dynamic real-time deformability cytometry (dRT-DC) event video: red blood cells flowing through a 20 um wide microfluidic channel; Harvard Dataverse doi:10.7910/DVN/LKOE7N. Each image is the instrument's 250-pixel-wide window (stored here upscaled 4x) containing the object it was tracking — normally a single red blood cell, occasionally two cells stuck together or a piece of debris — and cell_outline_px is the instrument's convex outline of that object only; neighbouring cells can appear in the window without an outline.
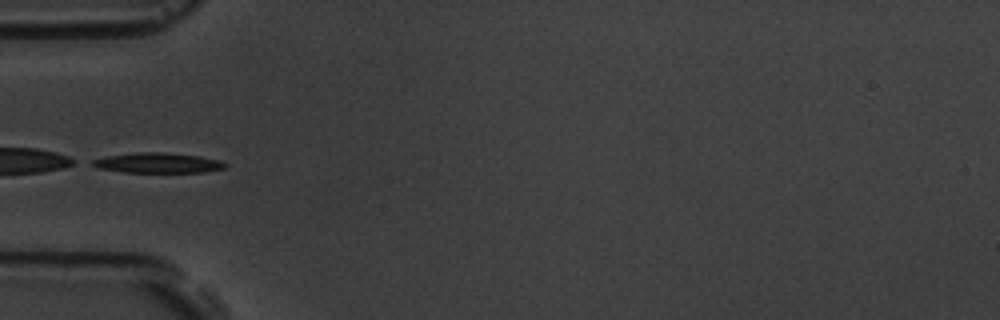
{"species": "common noctule bat (a hibernating species)", "species_latin": "Nyctalus noctula", "temperature_condition": "room temperature", "stored_images_in_passage": 7, "camera_frame_rate_fps": 3000, "um_per_image_px": 0.085, "animal": {"sex": "male", "body_mass_g": 19.5, "forearm_length_mm": 54.6}, "frame": {"image": 1, "passage_image": 6, "time_ms": 5.667, "image_size_px": [1000, 320], "cell_outline_px": [[228, 164], [224, 168], [204, 172], [124, 172], [96, 168], [88, 164], [92, 160], [108, 156], [136, 152], [164, 152], [200, 156], [220, 160]], "centroid_in_image_um": [13.39, 13.84], "position_along_channel_um": 71.6, "area_um2": 15.66}}
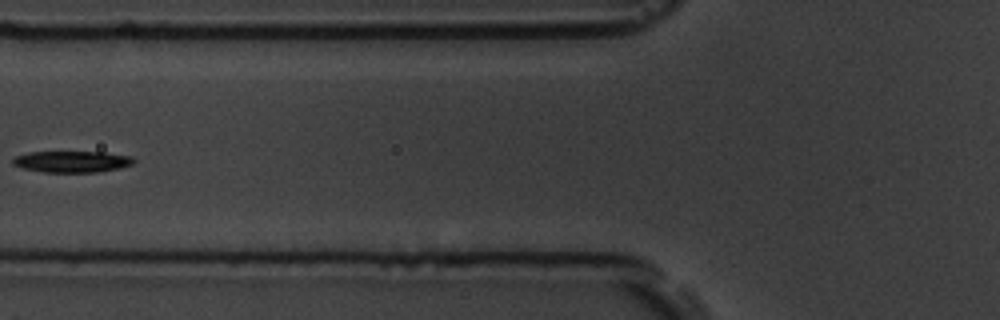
{"frame": {"image": 2, "passage_image": 7, "time_ms": 7.0, "image_size_px": [1000, 320], "cell_outline_px": [[136, 160], [132, 164], [120, 168], [96, 172], [44, 172], [24, 168], [12, 164], [12, 160], [16, 156], [28, 152], [104, 152], [132, 156]], "centroid_in_image_um": [6.14, 13.73], "position_along_channel_um": 119.7, "area_um2": 15.03}}